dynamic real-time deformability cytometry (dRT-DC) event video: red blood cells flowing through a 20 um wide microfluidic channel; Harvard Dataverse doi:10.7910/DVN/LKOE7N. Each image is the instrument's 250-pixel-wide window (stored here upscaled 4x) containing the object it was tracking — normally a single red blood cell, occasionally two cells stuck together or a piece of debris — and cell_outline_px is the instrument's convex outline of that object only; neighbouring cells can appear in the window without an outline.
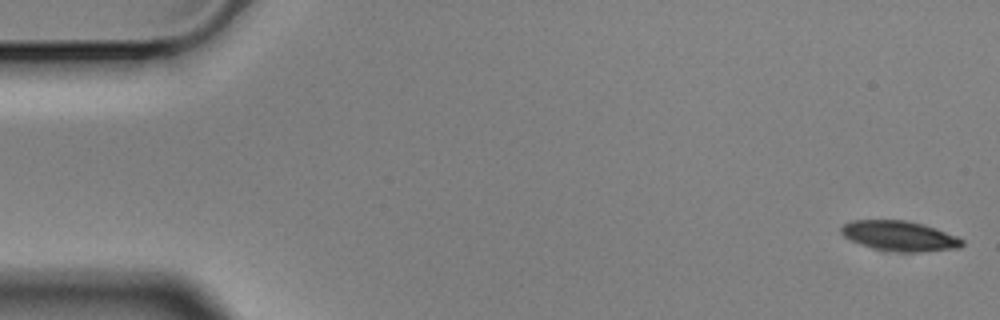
{"species": "Egyptian fruit bat (a non-hibernating species)", "species_latin": "Rousettus aegyptiacus", "temperature_condition": "cold", "stored_images_in_passage": 56, "camera_frame_rate_fps": 3000, "um_per_image_px": 0.085, "animal": {"sex": "male"}, "frame": {"image": 1, "passage_image": 1, "time_ms": 0.0, "image_size_px": [1000, 320], "cell_outline_px": [[964, 244], [960, 248], [924, 252], [896, 252], [872, 248], [860, 244], [844, 236], [840, 232], [840, 228], [844, 224], [852, 220], [908, 220], [924, 224], [936, 228], [956, 236], [964, 240]], "centroid_in_image_um": [76.49, 20.06], "position_along_channel_um": 8.5, "area_um2": 21.39}}
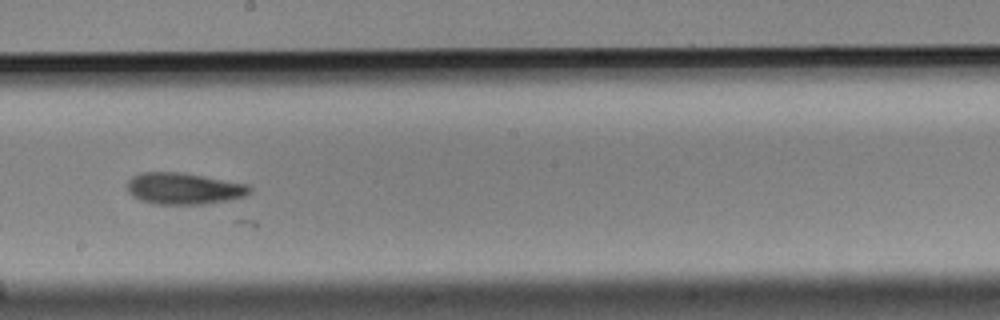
{"frame": {"image": 2, "passage_image": 31, "time_ms": 10.0, "image_size_px": [1000, 320], "cell_outline_px": [[252, 188], [244, 196], [228, 200], [204, 204], [156, 204], [140, 200], [132, 196], [128, 192], [128, 180], [132, 176], [140, 172], [180, 172], [248, 184]], "centroid_in_image_um": [15.59, 16.02], "position_along_channel_um": 232.6, "area_um2": 22.43}}
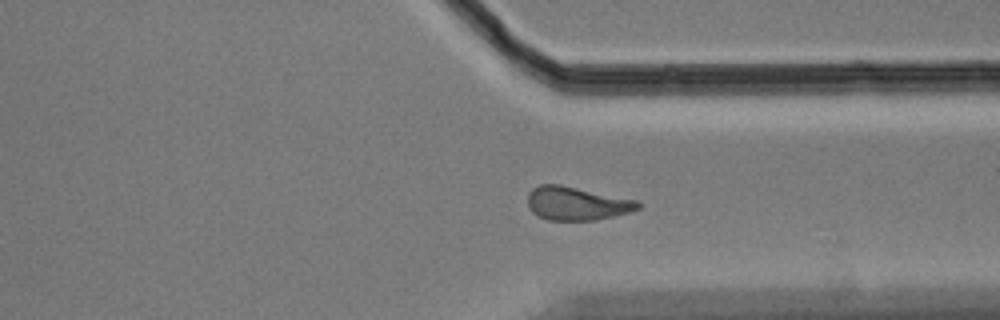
{"frame": {"image": 3, "passage_image": 42, "time_ms": 13.667, "image_size_px": [1000, 320], "cell_outline_px": [[640, 208], [628, 212], [596, 220], [548, 220], [536, 216], [532, 212], [528, 204], [528, 192], [532, 188], [540, 184], [560, 184], [640, 200]], "centroid_in_image_um": [49.01, 17.28], "position_along_channel_um": 362.4, "area_um2": 21.73}}